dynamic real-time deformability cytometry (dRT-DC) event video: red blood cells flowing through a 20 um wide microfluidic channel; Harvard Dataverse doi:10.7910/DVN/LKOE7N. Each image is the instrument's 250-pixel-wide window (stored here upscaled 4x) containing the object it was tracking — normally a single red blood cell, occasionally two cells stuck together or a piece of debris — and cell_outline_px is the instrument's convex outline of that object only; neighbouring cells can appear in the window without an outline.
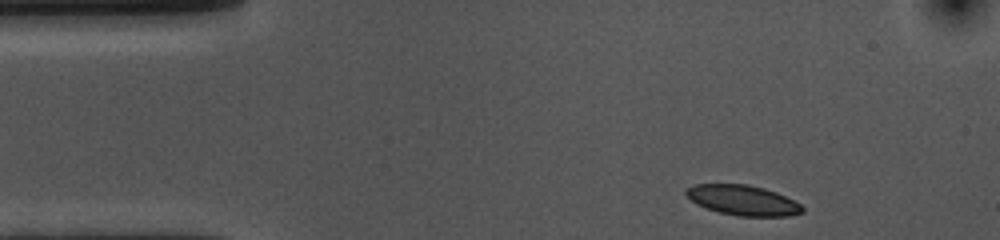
{"species": "common noctule bat (a hibernating species)", "species_latin": "Nyctalus noctula", "temperature_condition": "cold", "stored_images_in_passage": 39, "camera_frame_rate_fps": 3000, "um_per_image_px": 0.085, "animal": {"sex": "female", "body_mass_g": 10.0, "forearm_length_mm": 53.1}, "frame": {"image": 1, "passage_image": 2, "time_ms": 0.333, "image_size_px": [1000, 240], "cell_outline_px": [[804, 212], [788, 216], [736, 216], [720, 212], [696, 204], [684, 192], [692, 184], [748, 184], [764, 188], [776, 192], [800, 204], [804, 208]], "centroid_in_image_um": [63.15, 17.02], "position_along_channel_um": 21.9, "area_um2": 20.29}}
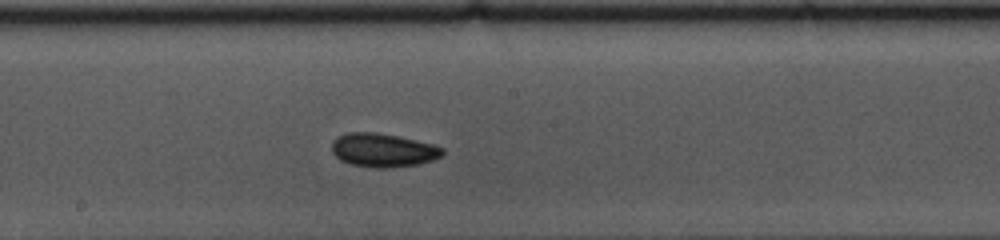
{"frame": {"image": 2, "passage_image": 23, "time_ms": 7.333, "image_size_px": [1000, 240], "cell_outline_px": [[444, 152], [440, 156], [432, 160], [416, 164], [388, 168], [376, 168], [348, 164], [340, 160], [332, 152], [332, 140], [336, 136], [348, 132], [376, 132], [416, 140], [432, 144], [444, 148]], "centroid_in_image_um": [32.51, 12.76], "position_along_channel_um": 215.7, "area_um2": 21.73}}
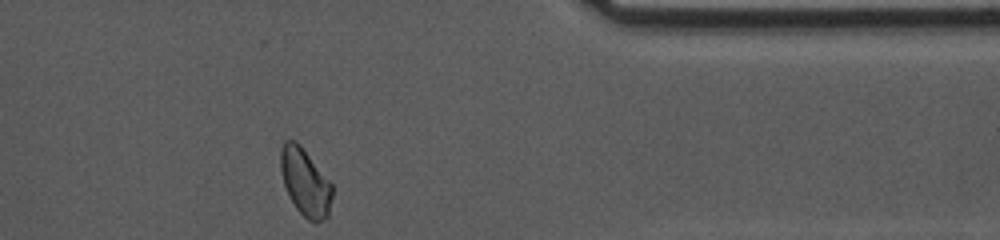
{"frame": {"image": 3, "passage_image": 39, "time_ms": 12.667, "image_size_px": [1000, 240], "cell_outline_px": [[332, 196], [328, 216], [324, 220], [316, 224], [308, 220], [296, 208], [284, 184], [280, 168], [280, 152], [284, 140], [296, 140], [300, 144], [332, 184]], "centroid_in_image_um": [25.95, 15.49], "position_along_channel_um": 385.5, "area_um2": 20.17}, "authors_computed_cell_mechanics": {"area_um2": 20.9236, "velocity_mm_per_s": 3.603, "shape_relaxation_time_tau1_ms": 6.6883, "shape_relaxation_time_tau2_ms": 3.16, "deformation_change_tau1": 0.1508, "deformation_change_tau2": 0.063}}